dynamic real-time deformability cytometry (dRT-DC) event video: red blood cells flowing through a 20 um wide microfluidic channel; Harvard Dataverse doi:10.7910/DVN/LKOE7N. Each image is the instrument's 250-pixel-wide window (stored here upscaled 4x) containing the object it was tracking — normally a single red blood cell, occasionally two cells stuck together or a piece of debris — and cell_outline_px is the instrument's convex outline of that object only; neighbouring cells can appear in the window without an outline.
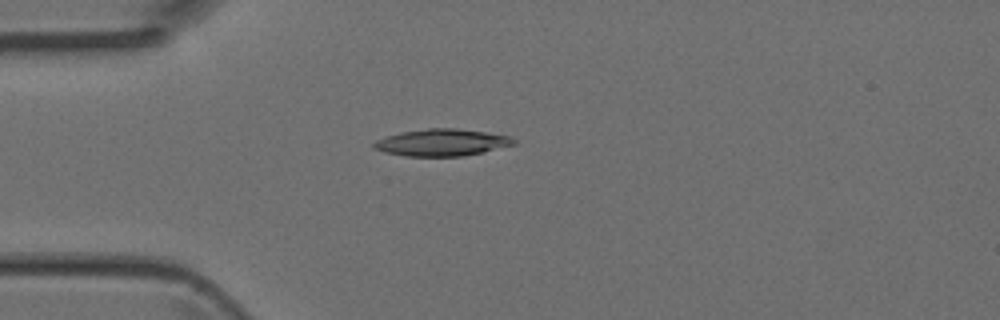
{"species": "Egyptian fruit bat (a non-hibernating species)", "species_latin": "Rousettus aegyptiacus", "temperature_condition": "room temperature", "stored_images_in_passage": 5, "camera_frame_rate_fps": 3000, "um_per_image_px": 0.085, "animal": {"sex": "female"}, "frame": {"image": 1, "passage_image": 4, "time_ms": 1.0, "image_size_px": [1000, 320], "cell_outline_px": [[516, 144], [484, 152], [464, 156], [404, 156], [384, 152], [372, 148], [372, 144], [376, 140], [400, 132], [428, 128], [456, 128], [512, 136], [516, 140]], "centroid_in_image_um": [37.57, 12.11], "position_along_channel_um": 47.4, "area_um2": 22.08}}
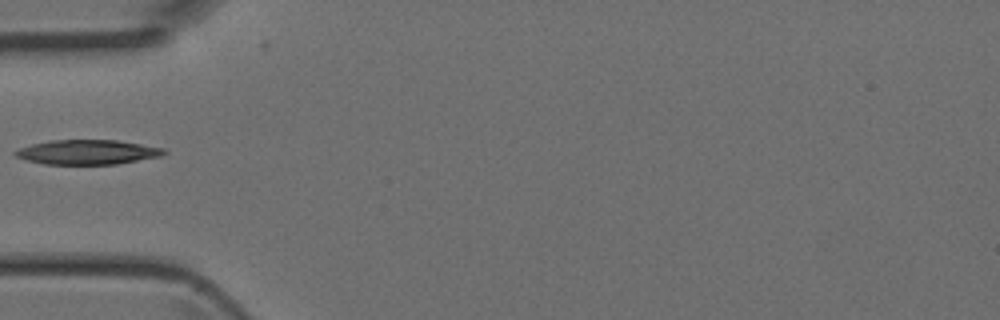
{"frame": {"image": 2, "passage_image": 5, "time_ms": 1.333, "image_size_px": [1000, 320], "cell_outline_px": [[168, 152], [160, 156], [116, 164], [44, 164], [28, 160], [16, 156], [12, 152], [20, 148], [32, 144], [48, 140], [116, 140], [164, 148]], "centroid_in_image_um": [7.42, 12.92], "position_along_channel_um": 77.6, "area_um2": 21.15}}